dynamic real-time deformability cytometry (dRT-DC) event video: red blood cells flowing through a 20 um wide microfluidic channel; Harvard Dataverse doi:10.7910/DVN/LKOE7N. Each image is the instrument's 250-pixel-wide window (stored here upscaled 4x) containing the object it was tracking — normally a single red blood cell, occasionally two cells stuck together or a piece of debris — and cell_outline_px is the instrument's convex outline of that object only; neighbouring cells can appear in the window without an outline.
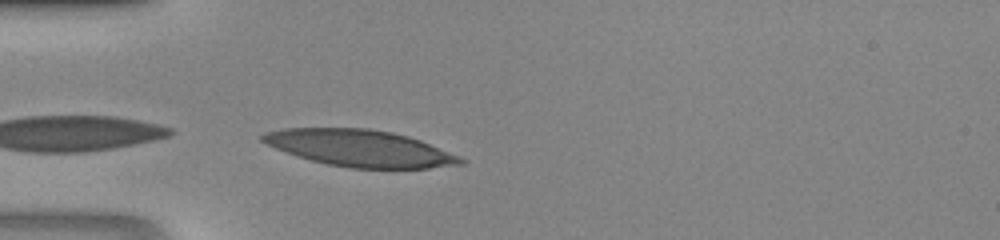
{"species": "human", "species_latin": "Homo sapiens", "temperature_condition": "room temperature", "stored_images_in_passage": 4, "camera_frame_rate_fps": 3000, "um_per_image_px": 0.085, "donor": {"sex": "male"}, "frame": {"image": 1, "passage_image": 4, "time_ms": 1.0, "image_size_px": [1000, 240], "cell_outline_px": [[464, 164], [428, 168], [348, 168], [328, 164], [312, 160], [276, 148], [260, 140], [260, 136], [264, 132], [284, 128], [368, 128], [392, 132], [408, 136], [420, 140], [460, 156], [464, 160]], "centroid_in_image_um": [30.61, 12.59], "position_along_channel_um": 54.4, "area_um2": 42.02}}